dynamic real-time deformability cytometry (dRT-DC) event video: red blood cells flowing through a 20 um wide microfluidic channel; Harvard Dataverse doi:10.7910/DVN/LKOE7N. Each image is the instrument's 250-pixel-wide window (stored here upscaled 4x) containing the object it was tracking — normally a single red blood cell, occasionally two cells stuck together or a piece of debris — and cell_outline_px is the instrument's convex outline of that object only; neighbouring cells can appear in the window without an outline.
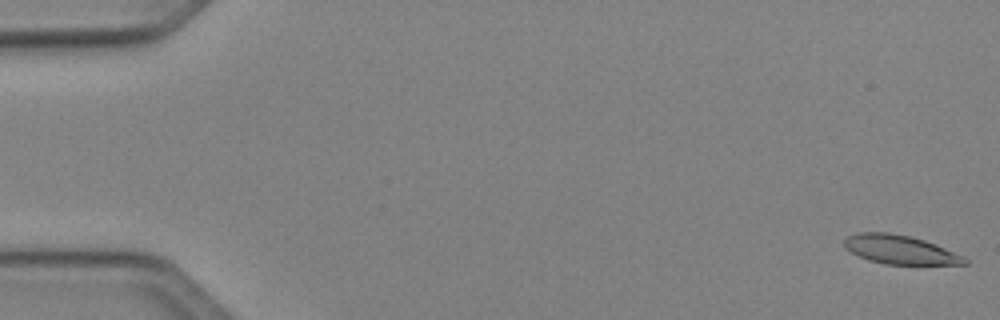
{"species": "Egyptian fruit bat (a non-hibernating species)", "species_latin": "Rousettus aegyptiacus", "temperature_condition": "cold", "stored_images_in_passage": 50, "camera_frame_rate_fps": 3000, "um_per_image_px": 0.085, "animal": {"sex": "female"}, "frame": {"image": 1, "passage_image": 1, "time_ms": 0.0, "image_size_px": [1000, 320], "cell_outline_px": [[968, 264], [884, 264], [868, 260], [844, 248], [844, 240], [848, 236], [860, 232], [888, 232], [908, 236], [924, 240], [936, 244], [964, 256], [968, 260]], "centroid_in_image_um": [76.5, 21.22], "position_along_channel_um": 8.5, "area_um2": 20.11}}
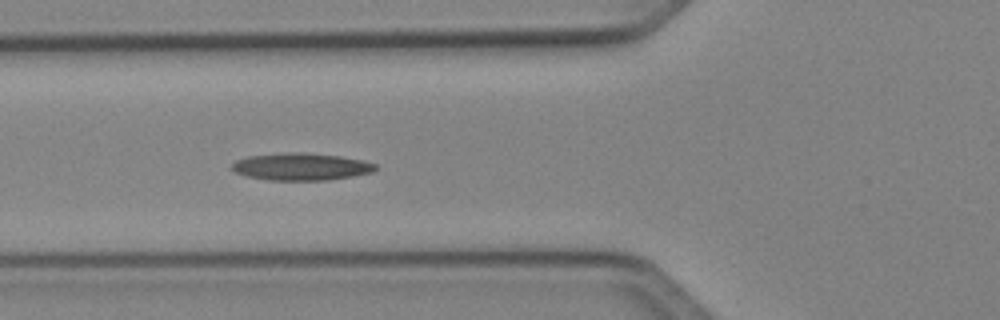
{"frame": {"image": 2, "passage_image": 19, "time_ms": 6.0, "image_size_px": [1000, 320], "cell_outline_px": [[380, 168], [372, 172], [352, 176], [328, 180], [268, 180], [248, 176], [236, 172], [232, 168], [232, 164], [236, 160], [248, 156], [292, 152], [300, 152], [340, 156], [364, 160], [376, 164]], "centroid_in_image_um": [25.64, 14.16], "position_along_channel_um": 100.2, "area_um2": 22.72}}
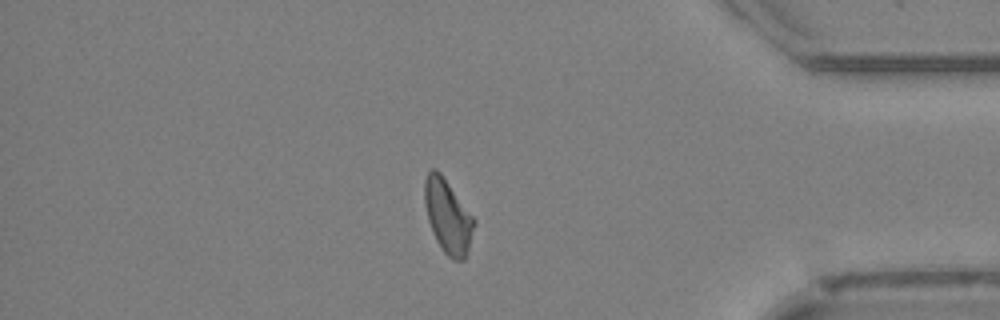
{"frame": {"image": 3, "passage_image": 43, "time_ms": 14.0, "image_size_px": [1000, 320], "cell_outline_px": [[476, 224], [468, 252], [464, 260], [452, 260], [444, 252], [436, 240], [432, 232], [428, 220], [424, 204], [424, 180], [428, 172], [432, 168], [436, 168], [440, 172], [476, 220]], "centroid_in_image_um": [38.07, 18.4], "position_along_channel_um": 397.1, "area_um2": 21.44}, "authors_computed_cell_mechanics": {"area_um2": 21.2704, "velocity_mm_per_s": 4.0764, "shape_relaxation_time_tau1_ms": null, "shape_relaxation_time_tau2_ms": 4.665, "deformation_change_tau1": null, "deformation_change_tau2": 0.1424}}